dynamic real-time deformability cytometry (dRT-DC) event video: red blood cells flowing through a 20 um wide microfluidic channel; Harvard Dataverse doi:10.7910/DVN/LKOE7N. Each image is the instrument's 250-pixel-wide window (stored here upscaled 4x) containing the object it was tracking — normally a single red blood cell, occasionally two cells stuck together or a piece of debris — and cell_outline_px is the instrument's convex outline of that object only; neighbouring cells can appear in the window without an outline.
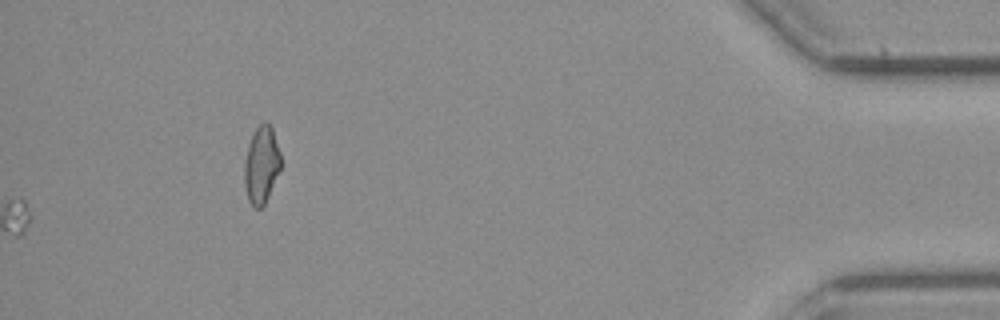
{"species": "common noctule bat (a hibernating species)", "species_latin": "Nyctalus noctula", "temperature_condition": "cold", "stored_images_in_passage": 42, "camera_frame_rate_fps": 3000, "um_per_image_px": 0.085, "animal": {"sex": "female", "body_mass_g": 21.9}, "frame": {"image": 1, "passage_image": 42, "time_ms": 13.667, "image_size_px": [1000, 320], "cell_outline_px": [[280, 168], [264, 204], [260, 208], [252, 208], [248, 200], [244, 184], [244, 164], [248, 144], [256, 128], [264, 120], [272, 128], [280, 152]], "centroid_in_image_um": [22.2, 14.02], "position_along_channel_um": 413.0, "area_um2": 16.18}}